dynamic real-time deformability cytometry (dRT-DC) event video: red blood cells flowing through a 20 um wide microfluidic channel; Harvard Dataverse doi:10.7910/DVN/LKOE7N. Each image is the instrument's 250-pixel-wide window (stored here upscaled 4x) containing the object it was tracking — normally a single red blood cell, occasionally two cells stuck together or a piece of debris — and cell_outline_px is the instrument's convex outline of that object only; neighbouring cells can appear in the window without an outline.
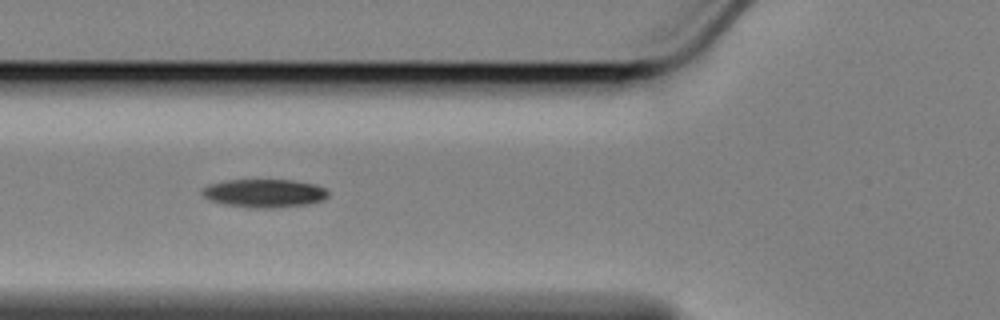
{"species": "Egyptian fruit bat (a non-hibernating species)", "species_latin": "Rousettus aegyptiacus", "temperature_condition": "cold", "stored_images_in_passage": 18, "camera_frame_rate_fps": 3000, "um_per_image_px": 0.085, "animal": {"sex": "female"}, "frame": {"image": 1, "passage_image": 8, "time_ms": 2.333, "image_size_px": [1000, 320], "cell_outline_px": [[328, 196], [324, 200], [304, 204], [272, 208], [252, 208], [224, 204], [212, 200], [204, 196], [200, 192], [200, 188], [212, 184], [228, 180], [292, 180], [316, 184], [324, 188], [328, 192]], "centroid_in_image_um": [22.47, 16.42], "position_along_channel_um": 103.3, "area_um2": 20.63}}
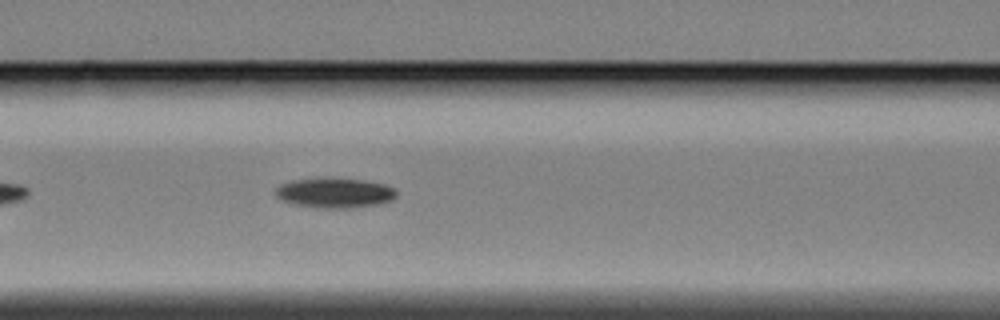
{"frame": {"image": 2, "passage_image": 11, "time_ms": 3.333, "image_size_px": [1000, 320], "cell_outline_px": [[396, 196], [392, 200], [376, 204], [344, 208], [324, 208], [296, 204], [280, 200], [276, 196], [276, 188], [280, 184], [292, 180], [364, 180], [384, 184], [392, 188], [396, 192]], "centroid_in_image_um": [28.44, 16.42], "position_along_channel_um": 138.2, "area_um2": 20.17}}